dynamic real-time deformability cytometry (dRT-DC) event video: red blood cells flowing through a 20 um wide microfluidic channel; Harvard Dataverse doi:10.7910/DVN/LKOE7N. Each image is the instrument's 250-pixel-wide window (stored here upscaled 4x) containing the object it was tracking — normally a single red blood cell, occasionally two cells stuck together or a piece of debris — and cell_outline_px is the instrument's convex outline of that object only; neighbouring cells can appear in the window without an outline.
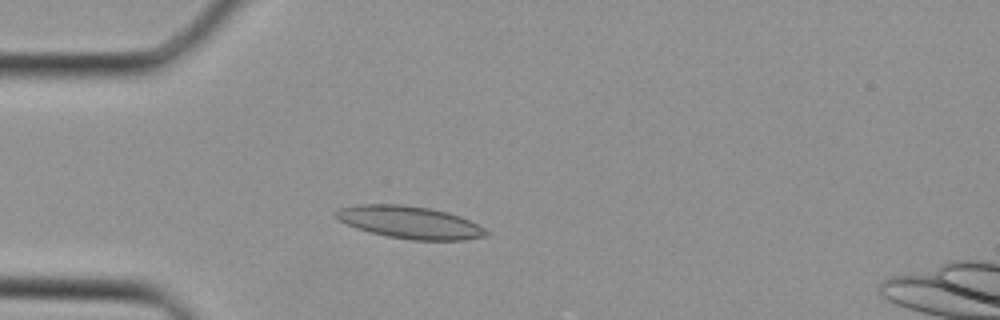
{"species": "Egyptian fruit bat (a non-hibernating species)", "species_latin": "Rousettus aegyptiacus", "temperature_condition": "cold", "stored_images_in_passage": 29, "camera_frame_rate_fps": 3000, "um_per_image_px": 0.085, "animal": {"sex": "female"}, "frame": {"image": 1, "passage_image": 4, "time_ms": 1.0, "image_size_px": [1000, 320], "cell_outline_px": [[488, 236], [464, 240], [412, 240], [388, 236], [356, 228], [332, 216], [332, 212], [340, 208], [364, 204], [400, 204], [428, 208], [448, 212], [460, 216], [484, 228], [488, 232]], "centroid_in_image_um": [34.82, 18.9], "position_along_channel_um": 50.2, "area_um2": 28.21}}
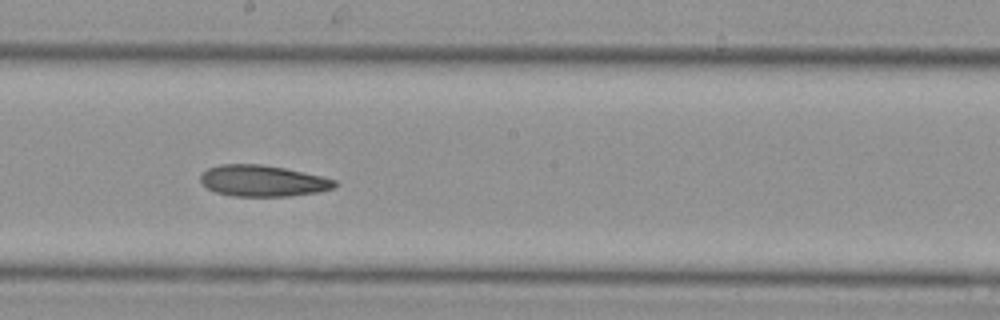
{"frame": {"image": 2, "passage_image": 14, "time_ms": 4.333, "image_size_px": [1000, 320], "cell_outline_px": [[336, 184], [332, 188], [320, 192], [288, 196], [232, 196], [216, 192], [208, 188], [200, 180], [200, 176], [208, 168], [220, 164], [260, 164], [284, 168], [320, 176], [336, 180]], "centroid_in_image_um": [22.32, 15.37], "position_along_channel_um": 225.9, "area_um2": 24.22}}
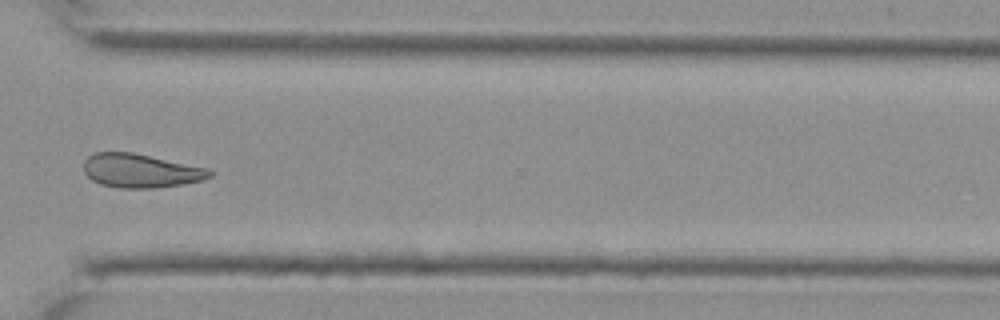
{"frame": {"image": 3, "passage_image": 21, "time_ms": 6.667, "image_size_px": [1000, 320], "cell_outline_px": [[212, 176], [204, 180], [156, 188], [120, 188], [100, 184], [92, 180], [84, 172], [84, 160], [88, 156], [96, 152], [132, 152], [204, 168], [212, 172]], "centroid_in_image_um": [11.9, 14.52], "position_along_channel_um": 358.7, "area_um2": 24.51}}